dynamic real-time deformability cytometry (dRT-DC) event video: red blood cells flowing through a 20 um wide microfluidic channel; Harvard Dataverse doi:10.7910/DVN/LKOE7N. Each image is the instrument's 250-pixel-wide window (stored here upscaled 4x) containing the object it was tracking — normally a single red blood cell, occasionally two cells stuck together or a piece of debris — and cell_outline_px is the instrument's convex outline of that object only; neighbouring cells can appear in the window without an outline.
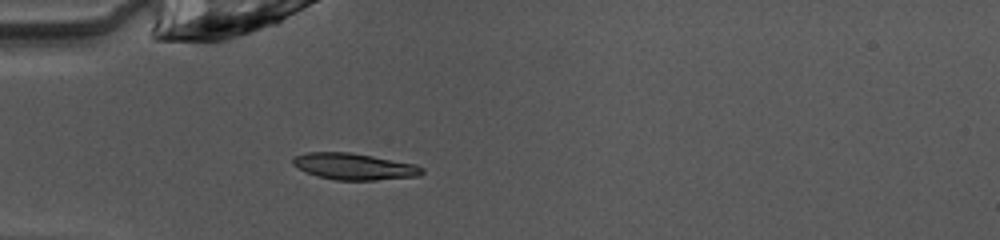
{"species": "common noctule bat (a hibernating species)", "species_latin": "Nyctalus noctula", "temperature_condition": "warm", "stored_images_in_passage": 32, "camera_frame_rate_fps": 3000, "um_per_image_px": 0.085, "animal": {"sex": "female", "body_mass_g": 10.0, "forearm_length_mm": 53.1}, "frame": {"image": 1, "passage_image": 1, "time_ms": 0.0, "image_size_px": [1000, 240], "cell_outline_px": [[424, 172], [420, 176], [376, 180], [336, 180], [320, 176], [308, 172], [292, 164], [292, 160], [296, 156], [308, 152], [348, 152], [372, 156], [416, 164], [424, 168]], "centroid_in_image_um": [30.17, 14.15], "position_along_channel_um": 54.8, "area_um2": 19.71}}
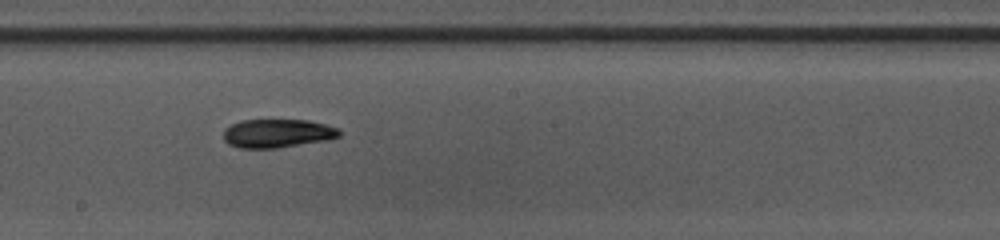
{"frame": {"image": 2, "passage_image": 14, "time_ms": 4.333, "image_size_px": [1000, 240], "cell_outline_px": [[340, 136], [328, 140], [276, 148], [240, 148], [228, 144], [224, 140], [224, 128], [240, 120], [308, 120], [340, 128]], "centroid_in_image_um": [23.58, 11.33], "position_along_channel_um": 224.6, "area_um2": 19.36}}
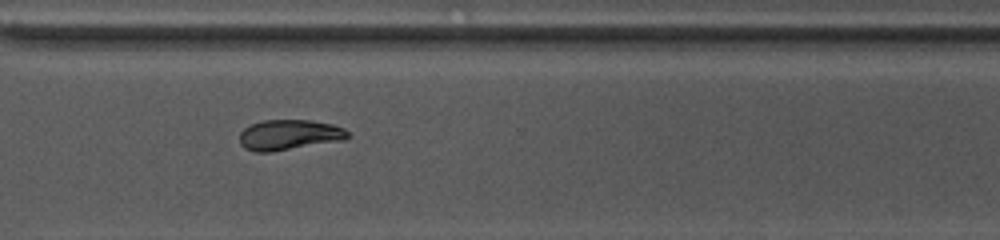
{"frame": {"image": 3, "passage_image": 23, "time_ms": 7.333, "image_size_px": [1000, 240], "cell_outline_px": [[348, 136], [344, 140], [272, 152], [256, 152], [244, 148], [240, 144], [240, 132], [244, 128], [252, 124], [264, 120], [312, 120], [332, 124], [344, 128], [348, 132]], "centroid_in_image_um": [24.57, 11.46], "position_along_channel_um": 346.0, "area_um2": 19.19}, "authors_computed_cell_mechanics": {"area_um2": 19.1607, "velocity_mm_per_s": 4.0585, "shape_relaxation_time_tau1_ms": 5.0239, "shape_relaxation_time_tau2_ms": 2.9412, "deformation_change_tau1": 0.1412, "deformation_change_tau2": 0.0549}}